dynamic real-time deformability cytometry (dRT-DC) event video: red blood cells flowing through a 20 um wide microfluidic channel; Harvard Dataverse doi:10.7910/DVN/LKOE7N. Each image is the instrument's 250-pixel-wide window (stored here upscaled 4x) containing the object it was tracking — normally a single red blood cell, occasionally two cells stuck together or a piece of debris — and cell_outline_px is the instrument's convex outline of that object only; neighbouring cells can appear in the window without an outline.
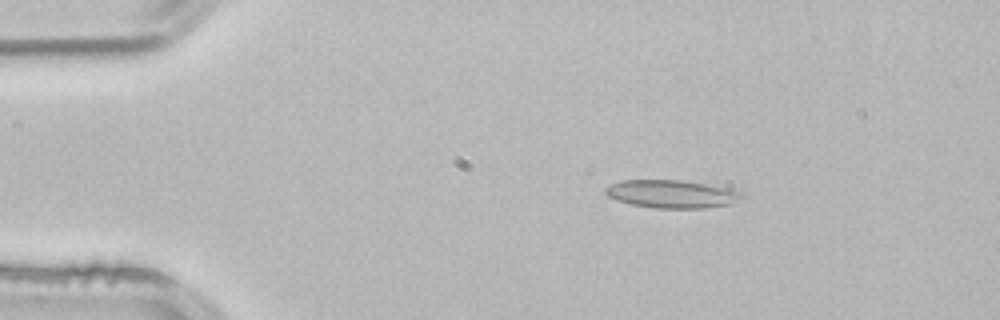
{"species": "common noctule bat (a hibernating species)", "species_latin": "Nyctalus noctula", "temperature_condition": "room temperature", "stored_images_in_passage": 2, "camera_frame_rate_fps": 3000, "um_per_image_px": 0.085, "animal": {"sex": "male", "body_mass_g": 21.5, "forearm_length_mm": 52.0}, "frame": {"image": 1, "passage_image": 1, "time_ms": 0.0, "image_size_px": [1000, 320], "cell_outline_px": [[748, 196], [732, 204], [704, 208], [652, 208], [632, 204], [608, 196], [604, 192], [604, 188], [620, 180], [680, 180], [728, 188], [740, 192]], "centroid_in_image_um": [57.14, 16.49], "position_along_channel_um": 27.9, "area_um2": 22.2}}